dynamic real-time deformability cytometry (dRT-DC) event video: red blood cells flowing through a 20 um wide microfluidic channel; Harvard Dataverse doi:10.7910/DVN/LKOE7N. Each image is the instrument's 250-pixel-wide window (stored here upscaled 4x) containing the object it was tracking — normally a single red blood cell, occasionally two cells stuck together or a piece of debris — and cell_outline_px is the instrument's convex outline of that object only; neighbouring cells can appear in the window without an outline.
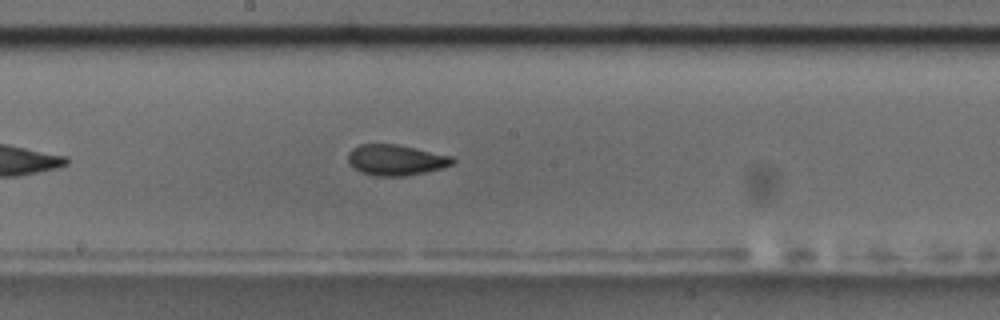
{"species": "common noctule bat (a hibernating species)", "species_latin": "Nyctalus noctula", "temperature_condition": "room temperature", "stored_images_in_passage": 38, "camera_frame_rate_fps": 3000, "um_per_image_px": 0.085, "animal": {"sex": "male", "body_mass_g": 17.5, "forearm_length_mm": 52.3}, "frame": {"image": 1, "passage_image": 17, "time_ms": 5.333, "image_size_px": [1000, 320], "cell_outline_px": [[456, 160], [452, 164], [444, 168], [404, 176], [372, 176], [360, 172], [352, 168], [348, 160], [348, 152], [352, 148], [360, 144], [396, 144], [452, 156]], "centroid_in_image_um": [33.62, 13.6], "position_along_channel_um": 214.6, "area_um2": 18.84}, "authors_computed_cell_mechanics": {"area_um2": 19.3919, "velocity_mm_per_s": 3.6958, "shape_relaxation_time_tau1_ms": 2.2346, "shape_relaxation_time_tau2_ms": 1.7427, "deformation_change_tau1": 0.1142, "deformation_change_tau2": 0.0743}}